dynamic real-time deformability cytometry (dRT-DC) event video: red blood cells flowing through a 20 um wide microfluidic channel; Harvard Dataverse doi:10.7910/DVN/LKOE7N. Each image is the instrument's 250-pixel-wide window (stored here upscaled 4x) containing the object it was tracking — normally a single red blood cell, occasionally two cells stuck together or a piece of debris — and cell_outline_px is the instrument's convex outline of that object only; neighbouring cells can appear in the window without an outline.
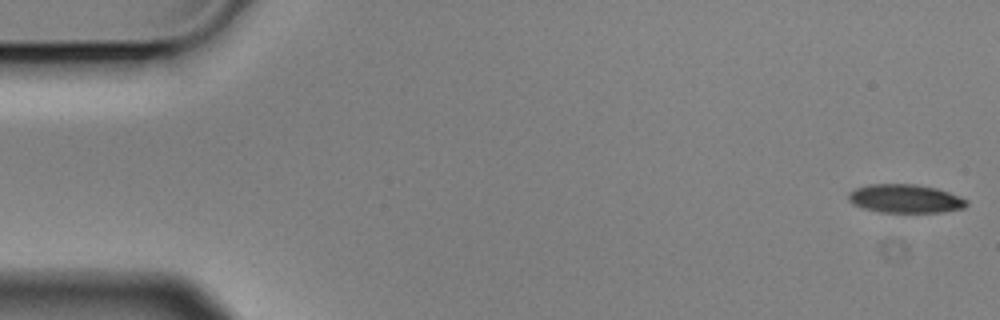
{"species": "Egyptian fruit bat (a non-hibernating species)", "species_latin": "Rousettus aegyptiacus", "temperature_condition": "cold", "stored_images_in_passage": 5, "camera_frame_rate_fps": 3000, "um_per_image_px": 0.085, "animal": {"sex": "male"}, "frame": {"image": 1, "passage_image": 1, "time_ms": 0.0, "image_size_px": [1000, 320], "cell_outline_px": [[968, 204], [964, 208], [944, 212], [880, 212], [864, 208], [852, 204], [848, 200], [848, 192], [856, 188], [868, 184], [916, 184], [936, 188], [960, 196], [968, 200]], "centroid_in_image_um": [76.95, 16.88], "position_along_channel_um": 8.1, "area_um2": 19.77}}
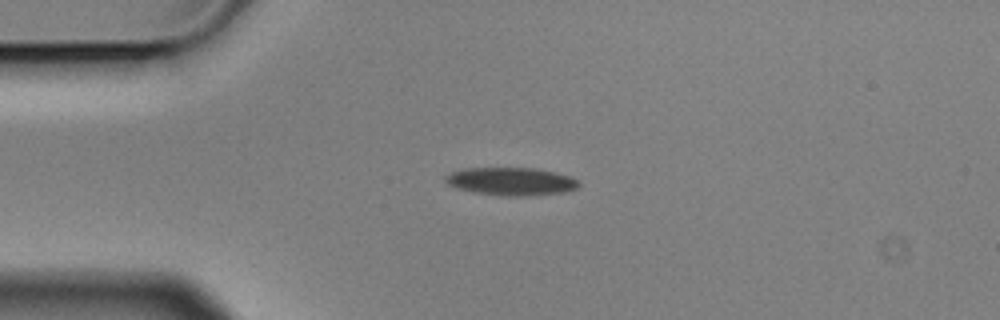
{"frame": {"image": 2, "passage_image": 4, "time_ms": 1.0, "image_size_px": [1000, 320], "cell_outline_px": [[580, 184], [576, 188], [564, 192], [528, 196], [508, 196], [476, 192], [456, 188], [448, 184], [444, 180], [444, 176], [452, 172], [464, 168], [536, 168], [556, 172], [568, 176], [576, 180]], "centroid_in_image_um": [43.43, 15.41], "position_along_channel_um": 41.6, "area_um2": 21.56}}